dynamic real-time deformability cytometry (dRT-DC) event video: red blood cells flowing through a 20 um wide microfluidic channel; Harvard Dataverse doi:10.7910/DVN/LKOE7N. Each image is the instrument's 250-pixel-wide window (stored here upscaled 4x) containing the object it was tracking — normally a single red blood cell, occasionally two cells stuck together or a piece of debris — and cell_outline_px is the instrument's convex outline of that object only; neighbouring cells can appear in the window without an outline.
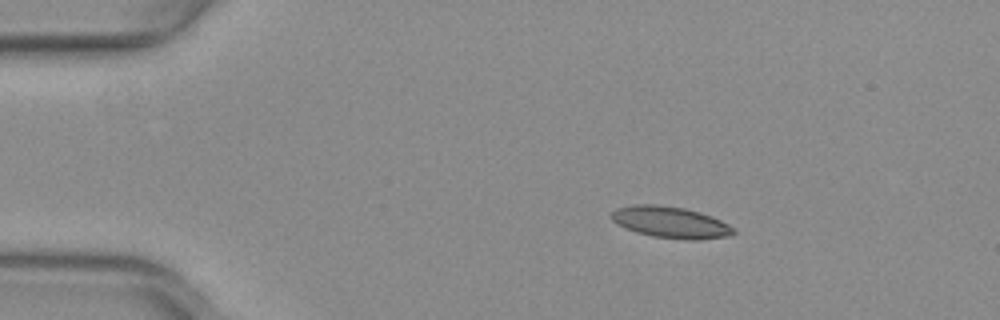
{"species": "common noctule bat (a hibernating species)", "species_latin": "Nyctalus noctula", "temperature_condition": "warm", "stored_images_in_passage": 44, "camera_frame_rate_fps": 3000, "um_per_image_px": 0.085, "animal": {"sex": "female", "body_mass_g": 29.2, "forearm_length_mm": 56.3}, "frame": {"image": 1, "passage_image": 1, "time_ms": 0.0, "image_size_px": [1000, 320], "cell_outline_px": [[736, 232], [732, 236], [700, 240], [684, 240], [652, 236], [636, 232], [612, 220], [612, 212], [616, 208], [636, 204], [656, 204], [684, 208], [700, 212], [712, 216], [736, 228]], "centroid_in_image_um": [57.08, 18.9], "position_along_channel_um": 27.9, "area_um2": 22.48}}
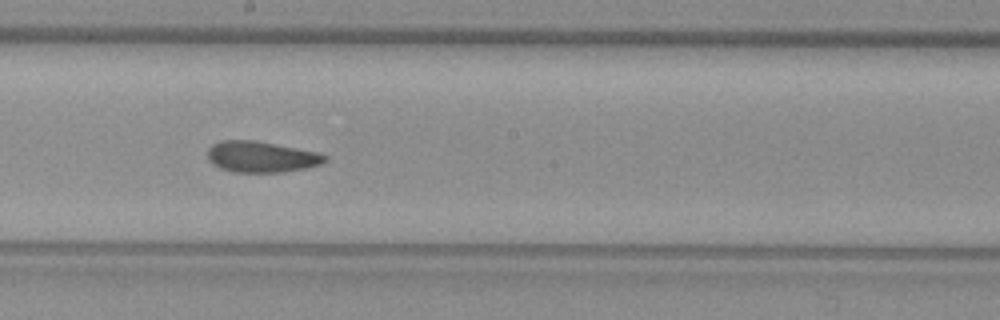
{"frame": {"image": 2, "passage_image": 21, "time_ms": 6.667, "image_size_px": [1000, 320], "cell_outline_px": [[328, 160], [320, 164], [308, 168], [284, 172], [232, 172], [220, 168], [212, 164], [208, 160], [208, 148], [212, 144], [220, 140], [256, 140], [316, 152], [328, 156]], "centroid_in_image_um": [22.19, 13.33], "position_along_channel_um": 226.0, "area_um2": 21.39}}
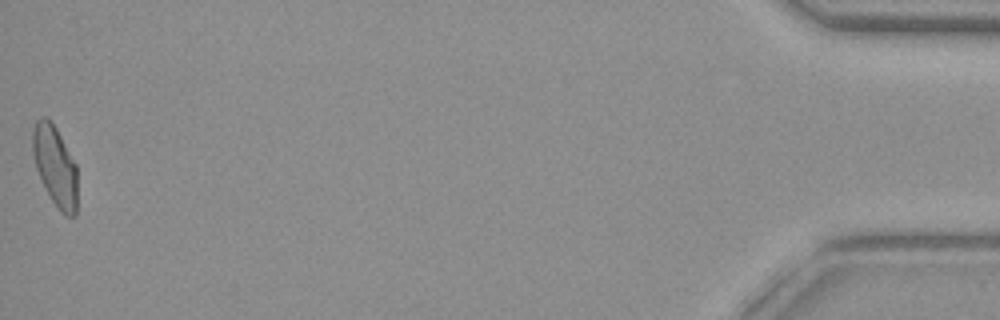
{"frame": {"image": 3, "passage_image": 44, "time_ms": 14.333, "image_size_px": [1000, 320], "cell_outline_px": [[76, 216], [64, 216], [60, 212], [52, 200], [36, 168], [32, 152], [32, 128], [36, 120], [40, 116], [48, 116], [56, 128], [76, 164]], "centroid_in_image_um": [4.67, 14.06], "position_along_channel_um": 430.5, "area_um2": 20.87}, "authors_computed_cell_mechanics": {"area_um2": 21.386, "velocity_mm_per_s": 3.9818, "shape_relaxation_time_tau1_ms": null, "shape_relaxation_time_tau2_ms": 3.1514, "deformation_change_tau1": null, "deformation_change_tau2": 0.0942}}